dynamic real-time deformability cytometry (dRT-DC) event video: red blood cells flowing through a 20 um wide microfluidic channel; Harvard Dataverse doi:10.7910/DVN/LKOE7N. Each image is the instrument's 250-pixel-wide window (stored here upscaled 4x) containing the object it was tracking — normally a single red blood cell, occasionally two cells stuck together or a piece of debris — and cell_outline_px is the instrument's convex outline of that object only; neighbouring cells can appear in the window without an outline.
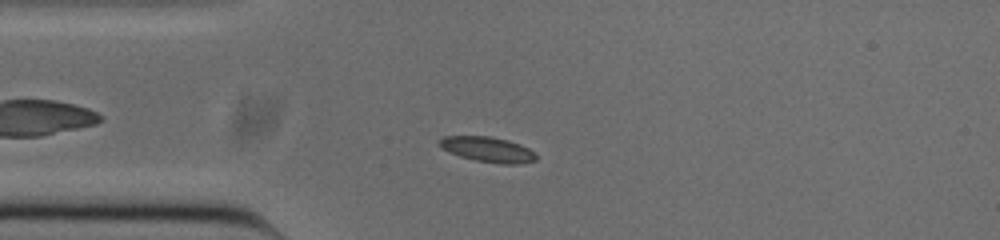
{"species": "common noctule bat (a hibernating species)", "species_latin": "Nyctalus noctula", "temperature_condition": "cold", "stored_images_in_passage": 48, "camera_frame_rate_fps": 3000, "um_per_image_px": 0.085, "animal": {"sex": "male", "body_mass_g": 20.0, "forearm_length_mm": 53.3}, "frame": {"image": 1, "passage_image": 8, "time_ms": 2.333, "image_size_px": [1000, 240], "cell_outline_px": [[536, 160], [520, 164], [500, 164], [476, 160], [460, 156], [448, 152], [436, 144], [444, 136], [488, 136], [508, 140], [520, 144], [536, 152]], "centroid_in_image_um": [41.46, 12.7], "position_along_channel_um": 43.5, "area_um2": 14.28}}
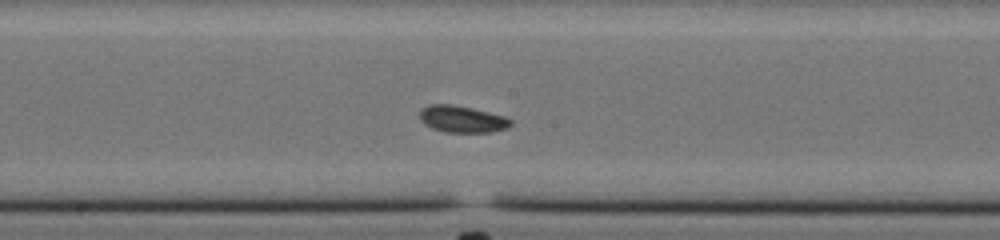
{"frame": {"image": 2, "passage_image": 22, "time_ms": 7.0, "image_size_px": [1000, 240], "cell_outline_px": [[512, 124], [508, 128], [492, 132], [444, 132], [432, 128], [424, 124], [420, 120], [420, 108], [428, 104], [452, 104], [472, 108], [504, 116], [512, 120]], "centroid_in_image_um": [39.26, 10.12], "position_along_channel_um": 208.9, "area_um2": 14.33}}
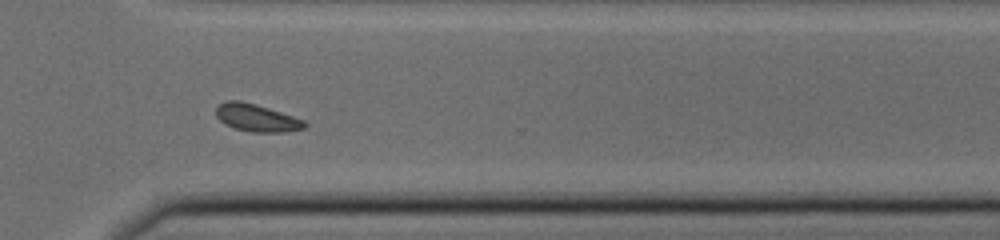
{"frame": {"image": 3, "passage_image": 33, "time_ms": 10.667, "image_size_px": [1000, 240], "cell_outline_px": [[308, 124], [304, 128], [284, 132], [252, 132], [236, 128], [224, 124], [216, 116], [216, 108], [220, 104], [228, 100], [240, 100], [268, 108], [304, 120]], "centroid_in_image_um": [21.8, 10.02], "position_along_channel_um": 348.8, "area_um2": 13.99}, "authors_computed_cell_mechanics": {"area_um2": 13.7275, "velocity_mm_per_s": 3.8105, "shape_relaxation_time_tau1_ms": 2.6827, "shape_relaxation_time_tau2_ms": null, "deformation_change_tau1": 0.0983, "deformation_change_tau2": null}}